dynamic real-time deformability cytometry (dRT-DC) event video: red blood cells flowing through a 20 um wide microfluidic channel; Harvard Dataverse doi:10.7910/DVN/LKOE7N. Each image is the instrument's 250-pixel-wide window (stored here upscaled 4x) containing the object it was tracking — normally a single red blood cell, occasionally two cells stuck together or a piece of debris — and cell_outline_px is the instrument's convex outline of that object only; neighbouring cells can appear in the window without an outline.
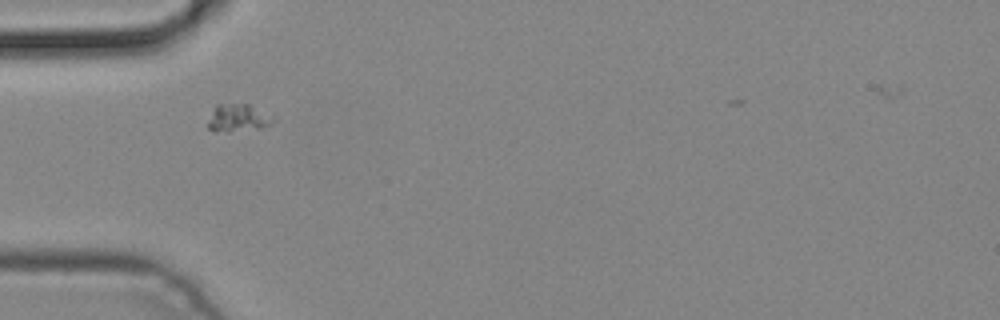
{"species": "common noctule bat (a hibernating species)", "species_latin": "Nyctalus noctula", "temperature_condition": "cold", "stored_images_in_passage": 1, "camera_frame_rate_fps": 3000, "um_per_image_px": 0.085, "animal": {"sex": "male", "body_mass_g": 19.2, "forearm_length_mm": 51.8}, "frame": {"image": 1, "passage_image": 1, "time_ms": 0.0, "image_size_px": [1000, 320], "cell_outline_px": [[276, 120], [272, 124], [260, 128], [228, 132], [208, 128], [208, 120], [216, 104], [248, 104], [276, 116]], "centroid_in_image_um": [20.3, 10.02], "position_along_channel_um": 64.7, "area_um2": 10.52}}